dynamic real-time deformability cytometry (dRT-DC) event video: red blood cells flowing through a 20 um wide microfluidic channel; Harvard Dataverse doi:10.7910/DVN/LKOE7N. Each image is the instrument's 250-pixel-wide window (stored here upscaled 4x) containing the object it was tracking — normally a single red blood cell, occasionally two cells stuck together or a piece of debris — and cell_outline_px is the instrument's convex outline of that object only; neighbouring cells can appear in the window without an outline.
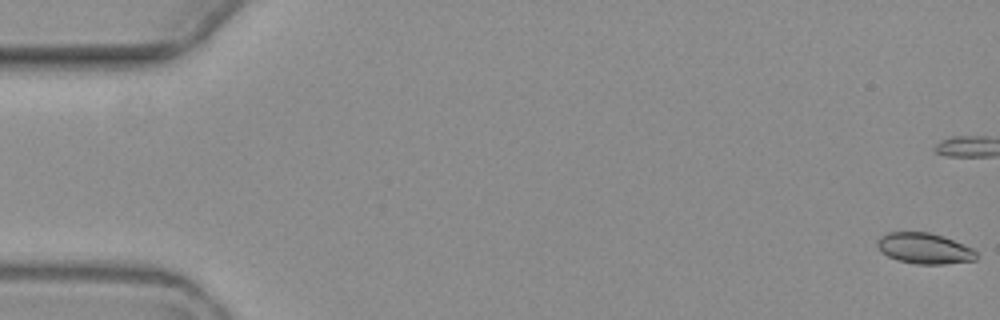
{"species": "common noctule bat (a hibernating species)", "species_latin": "Nyctalus noctula", "temperature_condition": "warm", "stored_images_in_passage": 6, "camera_frame_rate_fps": 3000, "um_per_image_px": 0.085, "animal": {"sex": "female", "body_mass_g": 19.3, "forearm_length_mm": 54.1}, "frame": {"image": 1, "passage_image": 1, "time_ms": 0.0, "image_size_px": [1000, 320], "cell_outline_px": [[980, 256], [976, 260], [944, 264], [916, 264], [896, 260], [880, 252], [876, 244], [876, 240], [884, 232], [928, 232], [944, 236], [972, 248]], "centroid_in_image_um": [78.55, 21.11], "position_along_channel_um": 6.5, "area_um2": 18.09}}